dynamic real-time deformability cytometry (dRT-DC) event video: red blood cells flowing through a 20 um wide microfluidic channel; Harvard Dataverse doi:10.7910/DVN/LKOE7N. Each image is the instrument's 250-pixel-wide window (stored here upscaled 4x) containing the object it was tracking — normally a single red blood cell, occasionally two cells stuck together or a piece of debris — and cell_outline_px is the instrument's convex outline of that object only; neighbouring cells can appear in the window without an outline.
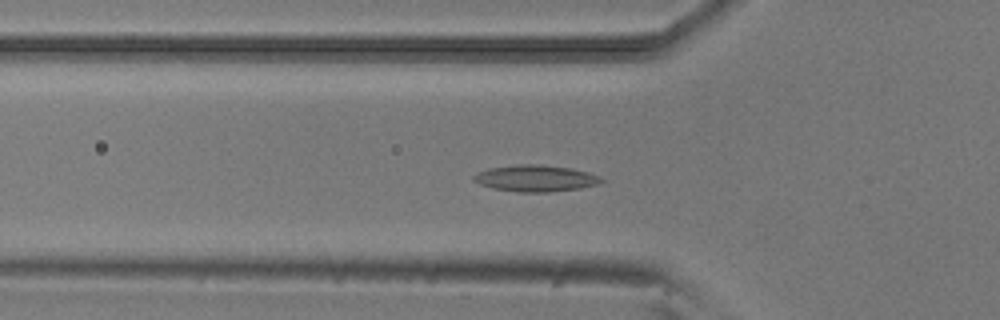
{"species": "common noctule bat (a hibernating species)", "species_latin": "Nyctalus noctula", "temperature_condition": "room temperature", "stored_images_in_passage": 53, "camera_frame_rate_fps": 3000, "um_per_image_px": 0.085, "animal": {"sex": "male", "body_mass_g": 20.5, "forearm_length_mm": 52.5}, "frame": {"image": 1, "passage_image": 17, "time_ms": 5.333, "image_size_px": [1000, 320], "cell_outline_px": [[604, 180], [600, 184], [580, 188], [548, 192], [520, 192], [492, 188], [480, 184], [472, 180], [472, 176], [488, 168], [520, 164], [540, 164], [572, 168], [588, 172], [600, 176]], "centroid_in_image_um": [45.54, 15.15], "position_along_channel_um": 80.3, "area_um2": 19.77}}
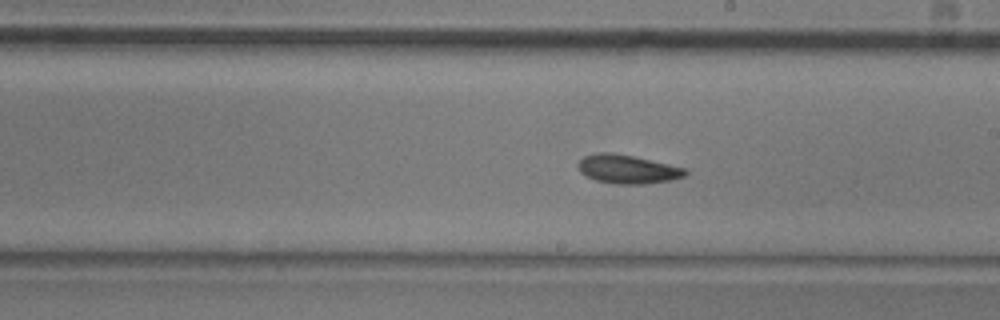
{"frame": {"image": 2, "passage_image": 29, "time_ms": 9.333, "image_size_px": [1000, 320], "cell_outline_px": [[688, 172], [684, 176], [672, 180], [644, 184], [616, 184], [596, 180], [584, 176], [580, 172], [580, 160], [584, 156], [600, 152], [612, 152], [632, 156], [668, 164], [684, 168]], "centroid_in_image_um": [53.33, 14.39], "position_along_channel_um": 235.7, "area_um2": 17.74}}
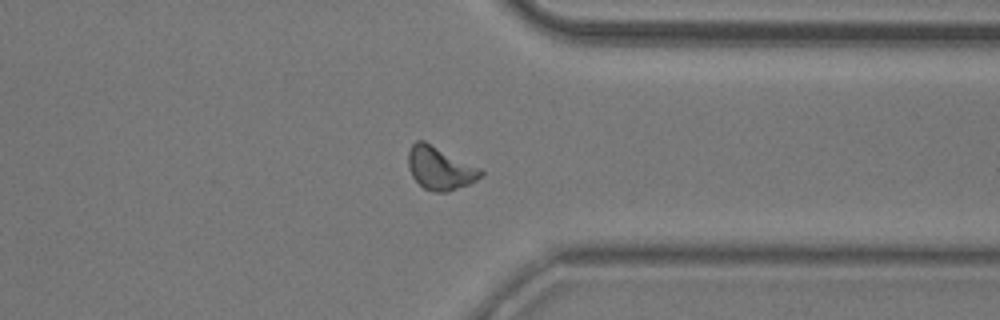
{"frame": {"image": 3, "passage_image": 40, "time_ms": 13.0, "image_size_px": [1000, 320], "cell_outline_px": [[484, 176], [468, 184], [448, 192], [432, 192], [424, 188], [412, 176], [408, 168], [408, 152], [412, 144], [416, 140], [424, 140], [480, 168], [484, 172]], "centroid_in_image_um": [37.39, 14.3], "position_along_channel_um": 374.0, "area_um2": 18.21}, "authors_computed_cell_mechanics": {"area_um2": 17.5712, "velocity_mm_per_s": 3.8716, "shape_relaxation_time_tau1_ms": 5.2553, "shape_relaxation_time_tau2_ms": 7.5919, "deformation_change_tau1": 0.1269, "deformation_change_tau2": 0.1557}}